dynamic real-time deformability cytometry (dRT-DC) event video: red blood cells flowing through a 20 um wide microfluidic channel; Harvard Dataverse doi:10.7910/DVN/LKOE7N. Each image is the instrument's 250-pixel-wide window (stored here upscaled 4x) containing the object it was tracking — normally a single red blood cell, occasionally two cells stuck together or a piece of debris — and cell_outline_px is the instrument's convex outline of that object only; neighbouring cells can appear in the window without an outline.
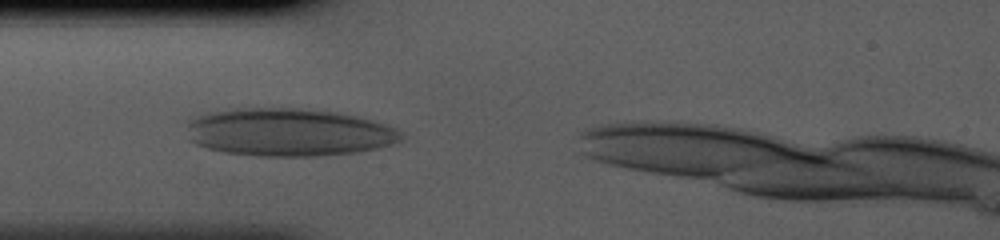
{"species": "human", "species_latin": "Homo sapiens", "temperature_condition": "cold", "stored_images_in_passage": 30, "camera_frame_rate_fps": 3000, "um_per_image_px": 0.085, "donor": {"sex": "male"}, "frame": {"image": 1, "passage_image": 3, "time_ms": 0.667, "image_size_px": [1000, 240], "cell_outline_px": [[404, 136], [400, 140], [376, 148], [356, 152], [316, 156], [256, 156], [224, 152], [208, 148], [196, 144], [188, 140], [188, 120], [208, 112], [236, 108], [300, 108], [340, 112], [372, 120], [396, 128]], "centroid_in_image_um": [24.5, 11.24], "position_along_channel_um": 60.5, "area_um2": 59.88}}
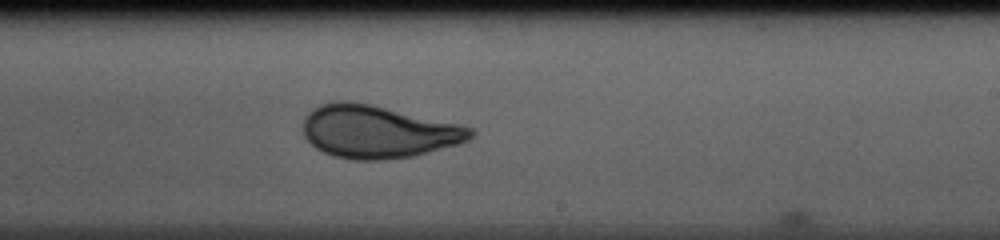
{"frame": {"image": 2, "passage_image": 17, "time_ms": 5.333, "image_size_px": [1000, 240], "cell_outline_px": [[476, 132], [468, 140], [456, 144], [428, 152], [412, 156], [384, 160], [352, 160], [332, 156], [316, 148], [304, 136], [304, 116], [312, 108], [320, 104], [372, 104], [460, 124], [472, 128]], "centroid_in_image_um": [32.14, 11.22], "position_along_channel_um": 256.9, "area_um2": 50.75}}
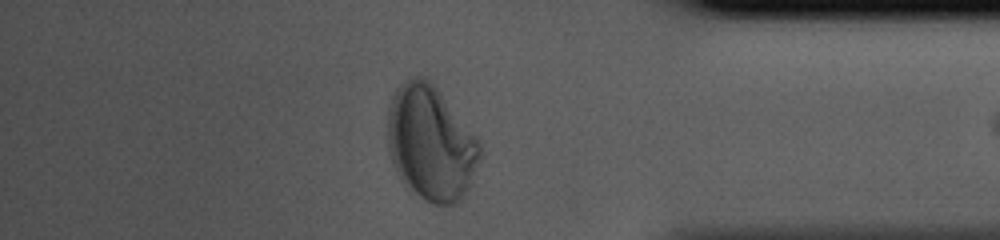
{"frame": {"image": 3, "passage_image": 28, "time_ms": 9.0, "image_size_px": [1000, 240], "cell_outline_px": [[480, 160], [472, 184], [464, 196], [456, 204], [432, 204], [424, 200], [400, 180], [392, 164], [388, 148], [388, 112], [392, 96], [396, 88], [408, 76], [420, 76], [428, 80], [436, 88], [480, 144]], "centroid_in_image_um": [36.59, 12.2], "position_along_channel_um": 398.6, "area_um2": 61.33}}